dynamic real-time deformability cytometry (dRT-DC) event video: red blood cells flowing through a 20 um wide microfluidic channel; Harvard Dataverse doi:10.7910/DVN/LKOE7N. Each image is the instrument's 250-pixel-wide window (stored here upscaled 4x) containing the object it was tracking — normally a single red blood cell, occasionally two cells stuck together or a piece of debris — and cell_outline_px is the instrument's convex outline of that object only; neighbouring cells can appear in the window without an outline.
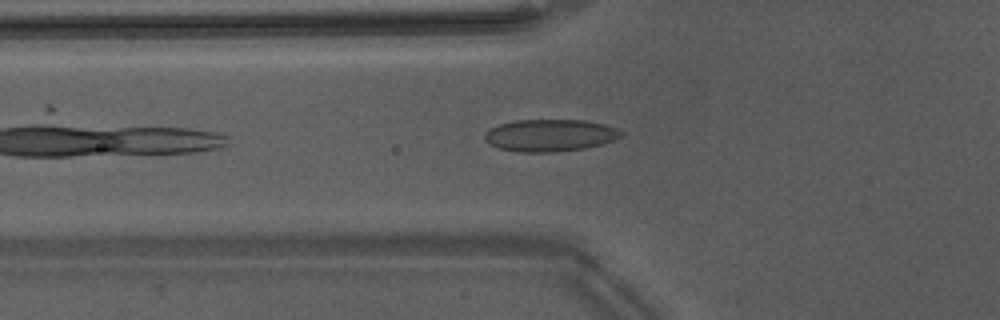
{"species": "Egyptian fruit bat (a non-hibernating species)", "species_latin": "Rousettus aegyptiacus", "temperature_condition": "warm", "stored_images_in_passage": 20, "camera_frame_rate_fps": 3000, "um_per_image_px": 0.085, "animal": {"sex": "male"}, "frame": {"image": 1, "passage_image": 4, "time_ms": 1.0, "image_size_px": [1000, 320], "cell_outline_px": [[624, 132], [616, 140], [584, 148], [552, 152], [516, 152], [500, 148], [488, 144], [484, 140], [484, 136], [492, 128], [500, 124], [516, 120], [584, 120], [604, 124], [616, 128]], "centroid_in_image_um": [46.75, 11.5], "position_along_channel_um": 79.0, "area_um2": 25.43}}
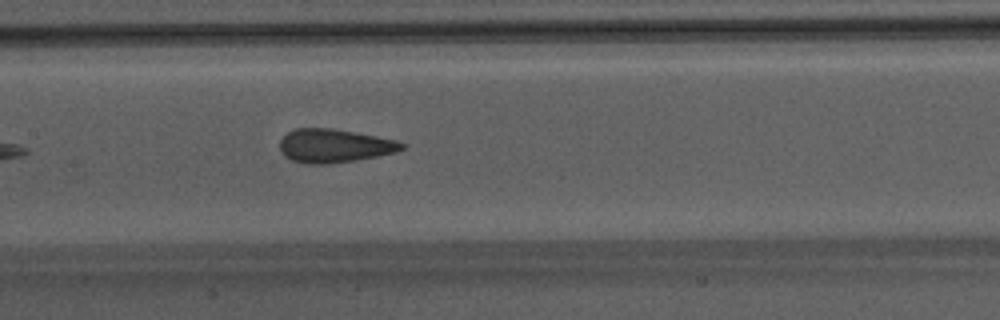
{"frame": {"image": 2, "passage_image": 11, "time_ms": 3.333, "image_size_px": [1000, 320], "cell_outline_px": [[408, 144], [404, 148], [396, 152], [356, 160], [328, 164], [308, 164], [292, 160], [284, 156], [280, 148], [280, 140], [288, 132], [296, 128], [332, 128], [376, 136], [396, 140]], "centroid_in_image_um": [28.42, 12.39], "position_along_channel_um": 179.0, "area_um2": 23.81}}
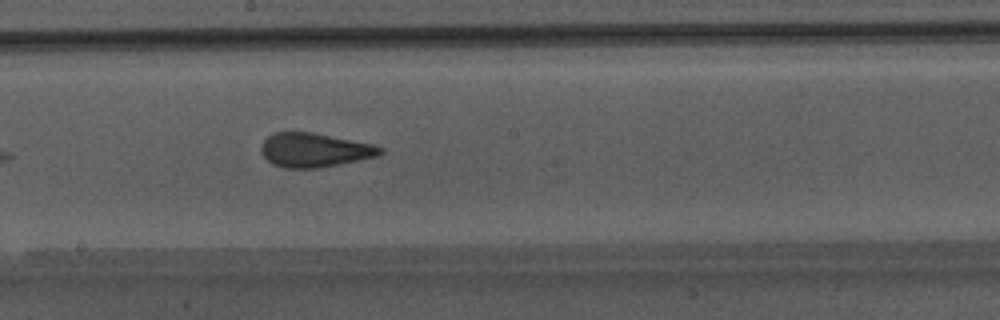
{"frame": {"image": 3, "passage_image": 14, "time_ms": 4.333, "image_size_px": [1000, 320], "cell_outline_px": [[384, 152], [376, 156], [340, 164], [320, 168], [284, 168], [272, 164], [260, 152], [260, 148], [264, 140], [268, 136], [276, 132], [312, 132], [372, 144], [384, 148]], "centroid_in_image_um": [26.71, 12.76], "position_along_channel_um": 221.5, "area_um2": 23.58}}